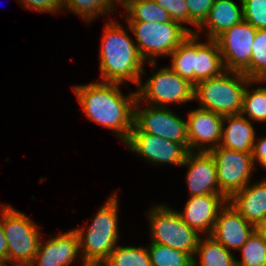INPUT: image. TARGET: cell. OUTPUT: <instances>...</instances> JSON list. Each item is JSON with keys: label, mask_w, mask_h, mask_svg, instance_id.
I'll return each instance as SVG.
<instances>
[{"label": "cell", "mask_w": 266, "mask_h": 266, "mask_svg": "<svg viewBox=\"0 0 266 266\" xmlns=\"http://www.w3.org/2000/svg\"><path fill=\"white\" fill-rule=\"evenodd\" d=\"M0 210L8 244V264L29 266L41 239L39 226L11 205H3Z\"/></svg>", "instance_id": "cell-6"}, {"label": "cell", "mask_w": 266, "mask_h": 266, "mask_svg": "<svg viewBox=\"0 0 266 266\" xmlns=\"http://www.w3.org/2000/svg\"><path fill=\"white\" fill-rule=\"evenodd\" d=\"M239 251L242 257L236 260L237 266H266V242L255 230Z\"/></svg>", "instance_id": "cell-30"}, {"label": "cell", "mask_w": 266, "mask_h": 266, "mask_svg": "<svg viewBox=\"0 0 266 266\" xmlns=\"http://www.w3.org/2000/svg\"><path fill=\"white\" fill-rule=\"evenodd\" d=\"M20 5L29 10L39 12L59 13L62 11L63 0H17Z\"/></svg>", "instance_id": "cell-34"}, {"label": "cell", "mask_w": 266, "mask_h": 266, "mask_svg": "<svg viewBox=\"0 0 266 266\" xmlns=\"http://www.w3.org/2000/svg\"><path fill=\"white\" fill-rule=\"evenodd\" d=\"M182 166H188L186 181L190 197L223 195L217 181L216 163L208 151H189Z\"/></svg>", "instance_id": "cell-14"}, {"label": "cell", "mask_w": 266, "mask_h": 266, "mask_svg": "<svg viewBox=\"0 0 266 266\" xmlns=\"http://www.w3.org/2000/svg\"><path fill=\"white\" fill-rule=\"evenodd\" d=\"M124 144L133 152L155 164L182 166L189 152L188 145L144 132H130Z\"/></svg>", "instance_id": "cell-12"}, {"label": "cell", "mask_w": 266, "mask_h": 266, "mask_svg": "<svg viewBox=\"0 0 266 266\" xmlns=\"http://www.w3.org/2000/svg\"><path fill=\"white\" fill-rule=\"evenodd\" d=\"M242 73L250 80H266V29H257L250 65Z\"/></svg>", "instance_id": "cell-28"}, {"label": "cell", "mask_w": 266, "mask_h": 266, "mask_svg": "<svg viewBox=\"0 0 266 266\" xmlns=\"http://www.w3.org/2000/svg\"><path fill=\"white\" fill-rule=\"evenodd\" d=\"M224 195L205 194L189 196L184 211L178 213L183 221L199 234L211 235L220 210L227 204Z\"/></svg>", "instance_id": "cell-15"}, {"label": "cell", "mask_w": 266, "mask_h": 266, "mask_svg": "<svg viewBox=\"0 0 266 266\" xmlns=\"http://www.w3.org/2000/svg\"><path fill=\"white\" fill-rule=\"evenodd\" d=\"M244 20L256 29H266V0H242Z\"/></svg>", "instance_id": "cell-31"}, {"label": "cell", "mask_w": 266, "mask_h": 266, "mask_svg": "<svg viewBox=\"0 0 266 266\" xmlns=\"http://www.w3.org/2000/svg\"><path fill=\"white\" fill-rule=\"evenodd\" d=\"M174 72L194 85V56H196V33L190 35L169 55Z\"/></svg>", "instance_id": "cell-24"}, {"label": "cell", "mask_w": 266, "mask_h": 266, "mask_svg": "<svg viewBox=\"0 0 266 266\" xmlns=\"http://www.w3.org/2000/svg\"><path fill=\"white\" fill-rule=\"evenodd\" d=\"M157 5L164 8L171 20L180 24H188V10L186 0H155Z\"/></svg>", "instance_id": "cell-33"}, {"label": "cell", "mask_w": 266, "mask_h": 266, "mask_svg": "<svg viewBox=\"0 0 266 266\" xmlns=\"http://www.w3.org/2000/svg\"><path fill=\"white\" fill-rule=\"evenodd\" d=\"M256 32V28L243 20L215 39L227 71L243 72L250 65Z\"/></svg>", "instance_id": "cell-11"}, {"label": "cell", "mask_w": 266, "mask_h": 266, "mask_svg": "<svg viewBox=\"0 0 266 266\" xmlns=\"http://www.w3.org/2000/svg\"><path fill=\"white\" fill-rule=\"evenodd\" d=\"M197 255L199 256L198 262ZM236 260L232 251L207 235L205 239L200 237L193 263L195 266H237Z\"/></svg>", "instance_id": "cell-22"}, {"label": "cell", "mask_w": 266, "mask_h": 266, "mask_svg": "<svg viewBox=\"0 0 266 266\" xmlns=\"http://www.w3.org/2000/svg\"><path fill=\"white\" fill-rule=\"evenodd\" d=\"M255 134L251 121L242 114L224 116L220 146L231 150L252 153L256 139Z\"/></svg>", "instance_id": "cell-20"}, {"label": "cell", "mask_w": 266, "mask_h": 266, "mask_svg": "<svg viewBox=\"0 0 266 266\" xmlns=\"http://www.w3.org/2000/svg\"><path fill=\"white\" fill-rule=\"evenodd\" d=\"M224 116L202 108L192 109L187 114L189 151H210L220 145ZM208 144V146H204Z\"/></svg>", "instance_id": "cell-13"}, {"label": "cell", "mask_w": 266, "mask_h": 266, "mask_svg": "<svg viewBox=\"0 0 266 266\" xmlns=\"http://www.w3.org/2000/svg\"><path fill=\"white\" fill-rule=\"evenodd\" d=\"M150 222L151 243H157L188 253L194 258L201 235L190 228L178 210L167 204L152 207L147 212Z\"/></svg>", "instance_id": "cell-7"}, {"label": "cell", "mask_w": 266, "mask_h": 266, "mask_svg": "<svg viewBox=\"0 0 266 266\" xmlns=\"http://www.w3.org/2000/svg\"><path fill=\"white\" fill-rule=\"evenodd\" d=\"M126 22L163 23L171 21L168 12L157 5L155 0H130L125 6Z\"/></svg>", "instance_id": "cell-23"}, {"label": "cell", "mask_w": 266, "mask_h": 266, "mask_svg": "<svg viewBox=\"0 0 266 266\" xmlns=\"http://www.w3.org/2000/svg\"><path fill=\"white\" fill-rule=\"evenodd\" d=\"M114 192L94 216L89 227L74 229L79 240L82 266H101L118 244V198Z\"/></svg>", "instance_id": "cell-3"}, {"label": "cell", "mask_w": 266, "mask_h": 266, "mask_svg": "<svg viewBox=\"0 0 266 266\" xmlns=\"http://www.w3.org/2000/svg\"><path fill=\"white\" fill-rule=\"evenodd\" d=\"M120 83L93 82L73 86L87 118L110 129L124 143L134 126L137 91L123 95Z\"/></svg>", "instance_id": "cell-1"}, {"label": "cell", "mask_w": 266, "mask_h": 266, "mask_svg": "<svg viewBox=\"0 0 266 266\" xmlns=\"http://www.w3.org/2000/svg\"><path fill=\"white\" fill-rule=\"evenodd\" d=\"M255 226L245 220L232 205L227 204L220 210L211 233L217 242L226 249L239 250L248 237L254 232Z\"/></svg>", "instance_id": "cell-16"}, {"label": "cell", "mask_w": 266, "mask_h": 266, "mask_svg": "<svg viewBox=\"0 0 266 266\" xmlns=\"http://www.w3.org/2000/svg\"><path fill=\"white\" fill-rule=\"evenodd\" d=\"M101 266H151L146 247L117 245Z\"/></svg>", "instance_id": "cell-25"}, {"label": "cell", "mask_w": 266, "mask_h": 266, "mask_svg": "<svg viewBox=\"0 0 266 266\" xmlns=\"http://www.w3.org/2000/svg\"><path fill=\"white\" fill-rule=\"evenodd\" d=\"M240 7L232 0H214L208 17L198 28L206 30L207 39L215 40L228 28L244 20L243 2Z\"/></svg>", "instance_id": "cell-19"}, {"label": "cell", "mask_w": 266, "mask_h": 266, "mask_svg": "<svg viewBox=\"0 0 266 266\" xmlns=\"http://www.w3.org/2000/svg\"><path fill=\"white\" fill-rule=\"evenodd\" d=\"M148 252L151 266H190L193 263L188 253L157 243L150 242Z\"/></svg>", "instance_id": "cell-29"}, {"label": "cell", "mask_w": 266, "mask_h": 266, "mask_svg": "<svg viewBox=\"0 0 266 266\" xmlns=\"http://www.w3.org/2000/svg\"><path fill=\"white\" fill-rule=\"evenodd\" d=\"M111 1V3L113 4V5H115V3L117 4H122L121 6H125L130 0H110ZM115 2V3H114Z\"/></svg>", "instance_id": "cell-38"}, {"label": "cell", "mask_w": 266, "mask_h": 266, "mask_svg": "<svg viewBox=\"0 0 266 266\" xmlns=\"http://www.w3.org/2000/svg\"><path fill=\"white\" fill-rule=\"evenodd\" d=\"M0 258L8 264V244L2 227V217L0 218Z\"/></svg>", "instance_id": "cell-36"}, {"label": "cell", "mask_w": 266, "mask_h": 266, "mask_svg": "<svg viewBox=\"0 0 266 266\" xmlns=\"http://www.w3.org/2000/svg\"><path fill=\"white\" fill-rule=\"evenodd\" d=\"M137 99L134 108V126L131 132H144L160 138L188 145L187 122L168 107L141 106Z\"/></svg>", "instance_id": "cell-9"}, {"label": "cell", "mask_w": 266, "mask_h": 266, "mask_svg": "<svg viewBox=\"0 0 266 266\" xmlns=\"http://www.w3.org/2000/svg\"><path fill=\"white\" fill-rule=\"evenodd\" d=\"M252 157L254 164L258 162L264 169H266V136L254 142Z\"/></svg>", "instance_id": "cell-35"}, {"label": "cell", "mask_w": 266, "mask_h": 266, "mask_svg": "<svg viewBox=\"0 0 266 266\" xmlns=\"http://www.w3.org/2000/svg\"><path fill=\"white\" fill-rule=\"evenodd\" d=\"M105 25L99 56L101 81L120 84L128 81L138 87L142 73L146 75L145 60L118 21L111 19Z\"/></svg>", "instance_id": "cell-2"}, {"label": "cell", "mask_w": 266, "mask_h": 266, "mask_svg": "<svg viewBox=\"0 0 266 266\" xmlns=\"http://www.w3.org/2000/svg\"><path fill=\"white\" fill-rule=\"evenodd\" d=\"M137 99L151 106L166 107L167 104L194 101V85L174 72L169 66L160 69L142 81L137 88Z\"/></svg>", "instance_id": "cell-8"}, {"label": "cell", "mask_w": 266, "mask_h": 266, "mask_svg": "<svg viewBox=\"0 0 266 266\" xmlns=\"http://www.w3.org/2000/svg\"><path fill=\"white\" fill-rule=\"evenodd\" d=\"M266 83V80H251L245 89L241 114L254 121H266V87L249 88L255 83Z\"/></svg>", "instance_id": "cell-26"}, {"label": "cell", "mask_w": 266, "mask_h": 266, "mask_svg": "<svg viewBox=\"0 0 266 266\" xmlns=\"http://www.w3.org/2000/svg\"><path fill=\"white\" fill-rule=\"evenodd\" d=\"M115 6L110 0H63L62 11L69 10L80 15L79 17H82L85 22H91L98 16L113 14L116 11Z\"/></svg>", "instance_id": "cell-27"}, {"label": "cell", "mask_w": 266, "mask_h": 266, "mask_svg": "<svg viewBox=\"0 0 266 266\" xmlns=\"http://www.w3.org/2000/svg\"><path fill=\"white\" fill-rule=\"evenodd\" d=\"M214 0H186L188 10V24L199 28L206 18Z\"/></svg>", "instance_id": "cell-32"}, {"label": "cell", "mask_w": 266, "mask_h": 266, "mask_svg": "<svg viewBox=\"0 0 266 266\" xmlns=\"http://www.w3.org/2000/svg\"><path fill=\"white\" fill-rule=\"evenodd\" d=\"M251 80L242 72L225 70L221 75L202 80L194 86L199 108L222 116L241 114L243 96Z\"/></svg>", "instance_id": "cell-4"}, {"label": "cell", "mask_w": 266, "mask_h": 266, "mask_svg": "<svg viewBox=\"0 0 266 266\" xmlns=\"http://www.w3.org/2000/svg\"><path fill=\"white\" fill-rule=\"evenodd\" d=\"M29 266H69L80 254L79 240L75 230L60 233L42 243Z\"/></svg>", "instance_id": "cell-17"}, {"label": "cell", "mask_w": 266, "mask_h": 266, "mask_svg": "<svg viewBox=\"0 0 266 266\" xmlns=\"http://www.w3.org/2000/svg\"><path fill=\"white\" fill-rule=\"evenodd\" d=\"M228 202L245 220L256 226L266 218V177L252 186L249 183L233 194Z\"/></svg>", "instance_id": "cell-18"}, {"label": "cell", "mask_w": 266, "mask_h": 266, "mask_svg": "<svg viewBox=\"0 0 266 266\" xmlns=\"http://www.w3.org/2000/svg\"><path fill=\"white\" fill-rule=\"evenodd\" d=\"M0 266H8L7 262L0 258Z\"/></svg>", "instance_id": "cell-39"}, {"label": "cell", "mask_w": 266, "mask_h": 266, "mask_svg": "<svg viewBox=\"0 0 266 266\" xmlns=\"http://www.w3.org/2000/svg\"><path fill=\"white\" fill-rule=\"evenodd\" d=\"M255 231L263 238V240L266 242V218L259 222L255 226Z\"/></svg>", "instance_id": "cell-37"}, {"label": "cell", "mask_w": 266, "mask_h": 266, "mask_svg": "<svg viewBox=\"0 0 266 266\" xmlns=\"http://www.w3.org/2000/svg\"><path fill=\"white\" fill-rule=\"evenodd\" d=\"M209 152L216 163L220 192L227 199L250 183L256 165L252 153L231 150L220 145Z\"/></svg>", "instance_id": "cell-10"}, {"label": "cell", "mask_w": 266, "mask_h": 266, "mask_svg": "<svg viewBox=\"0 0 266 266\" xmlns=\"http://www.w3.org/2000/svg\"><path fill=\"white\" fill-rule=\"evenodd\" d=\"M135 35L136 46L145 62L156 66L157 56H168L190 35L196 33L176 21L163 23L126 22ZM138 44V45H137ZM147 59V60H146Z\"/></svg>", "instance_id": "cell-5"}, {"label": "cell", "mask_w": 266, "mask_h": 266, "mask_svg": "<svg viewBox=\"0 0 266 266\" xmlns=\"http://www.w3.org/2000/svg\"><path fill=\"white\" fill-rule=\"evenodd\" d=\"M199 36L197 32L196 56H194V86L202 80L217 77L226 70L217 42L207 39L205 43H198Z\"/></svg>", "instance_id": "cell-21"}]
</instances>
